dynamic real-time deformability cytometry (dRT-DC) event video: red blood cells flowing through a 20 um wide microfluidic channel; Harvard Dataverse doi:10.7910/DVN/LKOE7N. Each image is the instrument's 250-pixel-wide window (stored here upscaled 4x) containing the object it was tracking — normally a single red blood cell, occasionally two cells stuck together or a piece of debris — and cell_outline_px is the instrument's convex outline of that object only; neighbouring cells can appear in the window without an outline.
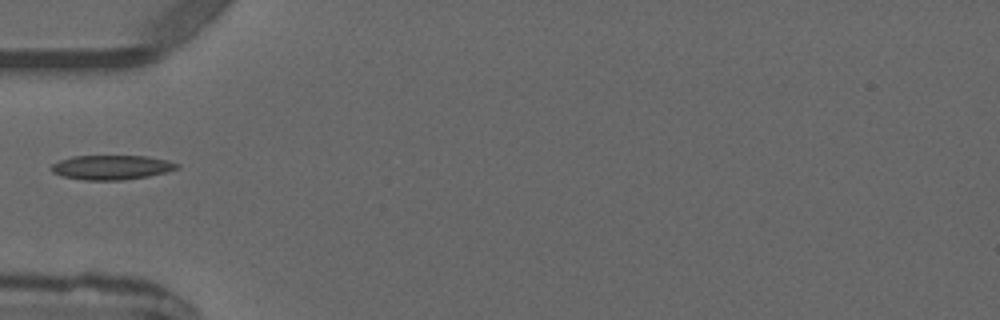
{"species": "common noctule bat (a hibernating species)", "species_latin": "Nyctalus noctula", "temperature_condition": "warm", "stored_images_in_passage": 4, "camera_frame_rate_fps": 3000, "um_per_image_px": 0.085, "animal": {"sex": "male", "forearm_length_mm": 52.5}, "frame": {"image": 1, "passage_image": 4, "time_ms": 3.667, "image_size_px": [1000, 320], "cell_outline_px": [[180, 168], [148, 176], [124, 180], [84, 180], [60, 176], [52, 172], [52, 164], [60, 160], [72, 156], [148, 156], [168, 160], [180, 164]], "centroid_in_image_um": [9.49, 14.22], "position_along_channel_um": 75.5, "area_um2": 17.98}}